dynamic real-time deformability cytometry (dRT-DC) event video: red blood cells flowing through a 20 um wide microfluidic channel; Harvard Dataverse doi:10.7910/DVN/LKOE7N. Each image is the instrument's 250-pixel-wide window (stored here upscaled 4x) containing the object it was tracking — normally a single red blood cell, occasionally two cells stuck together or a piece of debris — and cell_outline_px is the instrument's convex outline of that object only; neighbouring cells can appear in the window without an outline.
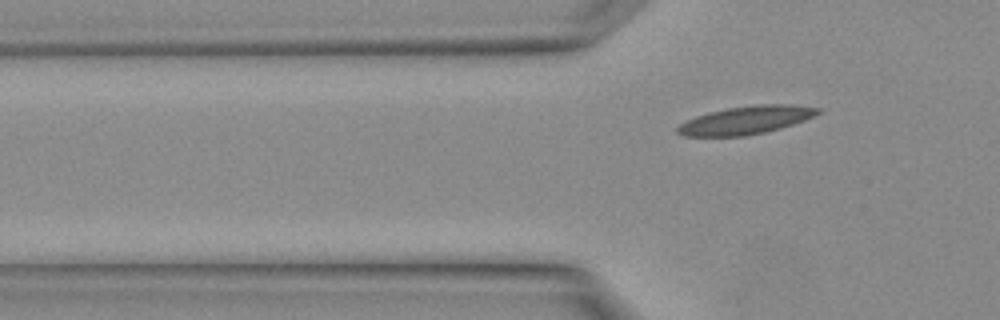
{"species": "Egyptian fruit bat (a non-hibernating species)", "species_latin": "Rousettus aegyptiacus", "temperature_condition": "warm", "stored_images_in_passage": 3, "camera_frame_rate_fps": 3000, "um_per_image_px": 0.085, "animal": {"sex": "female"}, "frame": {"image": 1, "passage_image": 3, "time_ms": 0.667, "image_size_px": [1000, 320], "cell_outline_px": [[820, 112], [804, 120], [780, 128], [764, 132], [744, 136], [684, 136], [676, 132], [676, 128], [680, 124], [696, 116], [708, 112], [728, 108], [756, 104], [788, 104], [820, 108]], "centroid_in_image_um": [63.37, 10.21], "position_along_channel_um": 62.4, "area_um2": 22.72}}